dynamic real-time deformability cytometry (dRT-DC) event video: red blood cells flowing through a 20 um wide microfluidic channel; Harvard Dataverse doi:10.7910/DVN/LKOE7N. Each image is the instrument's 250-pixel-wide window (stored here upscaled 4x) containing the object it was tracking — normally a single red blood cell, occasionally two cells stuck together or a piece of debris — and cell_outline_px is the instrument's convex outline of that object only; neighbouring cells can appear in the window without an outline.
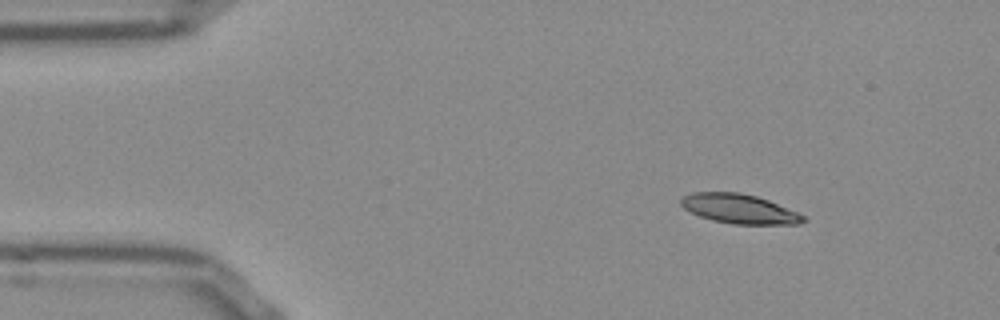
{"species": "Egyptian fruit bat (a non-hibernating species)", "species_latin": "Rousettus aegyptiacus", "temperature_condition": "room temperature", "stored_images_in_passage": 46, "camera_frame_rate_fps": 3000, "um_per_image_px": 0.085, "frame": {"image": 1, "passage_image": 1, "time_ms": 0.0, "image_size_px": [1000, 320], "cell_outline_px": [[808, 220], [800, 224], [732, 224], [712, 220], [700, 216], [684, 208], [680, 204], [680, 200], [684, 196], [692, 192], [740, 192], [756, 196], [768, 200], [796, 212], [804, 216]], "centroid_in_image_um": [62.84, 17.75], "position_along_channel_um": 22.2, "area_um2": 20.87}}
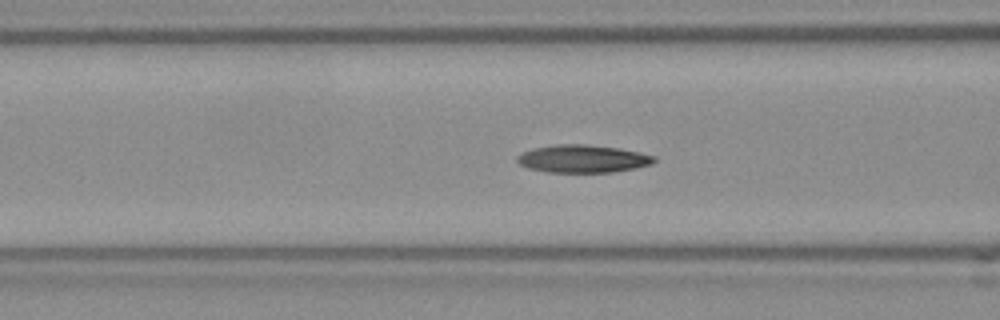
{"frame": {"image": 2, "passage_image": 14, "time_ms": 4.333, "image_size_px": [1000, 320], "cell_outline_px": [[656, 160], [652, 164], [636, 168], [612, 172], [548, 172], [528, 168], [520, 164], [516, 160], [516, 156], [532, 148], [556, 144], [584, 144], [620, 148], [640, 152], [656, 156]], "centroid_in_image_um": [49.55, 13.49], "position_along_channel_um": 117.0, "area_um2": 22.25}}
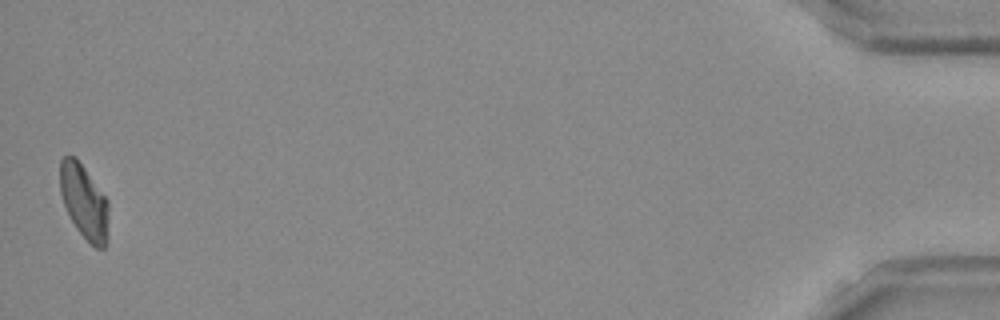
{"frame": {"image": 3, "passage_image": 46, "time_ms": 15.0, "image_size_px": [1000, 320], "cell_outline_px": [[108, 236], [104, 248], [96, 248], [76, 228], [64, 204], [60, 192], [60, 160], [64, 156], [76, 156], [108, 200]], "centroid_in_image_um": [7.16, 17.12], "position_along_channel_um": 428.0, "area_um2": 20.92}, "authors_computed_cell_mechanics": {"area_um2": 21.7039, "velocity_mm_per_s": 3.8334, "shape_relaxation_time_tau1_ms": null, "shape_relaxation_time_tau2_ms": 3.9003, "deformation_change_tau1": null, "deformation_change_tau2": 0.1022}}